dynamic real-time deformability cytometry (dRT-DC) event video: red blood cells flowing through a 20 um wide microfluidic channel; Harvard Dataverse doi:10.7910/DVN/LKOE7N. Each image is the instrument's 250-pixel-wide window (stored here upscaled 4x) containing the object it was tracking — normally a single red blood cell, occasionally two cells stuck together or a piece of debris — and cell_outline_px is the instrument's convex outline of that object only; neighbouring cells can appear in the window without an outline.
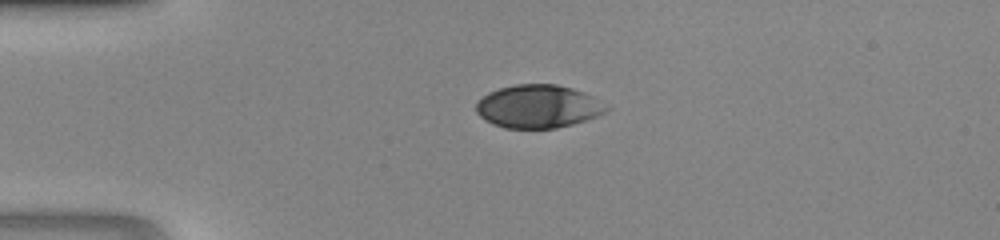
{"species": "human", "species_latin": "Homo sapiens", "temperature_condition": "room temperature", "stored_images_in_passage": 35, "camera_frame_rate_fps": 3000, "um_per_image_px": 0.085, "donor": {"sex": "male"}, "frame": {"image": 1, "passage_image": 1, "time_ms": 0.0, "image_size_px": [1000, 240], "cell_outline_px": [[612, 108], [596, 116], [572, 124], [556, 128], [504, 128], [492, 124], [484, 120], [476, 112], [476, 100], [488, 92], [500, 88], [516, 84], [556, 84], [572, 88], [584, 92], [592, 96]], "centroid_in_image_um": [45.71, 9.04], "position_along_channel_um": 39.3, "area_um2": 32.83}}
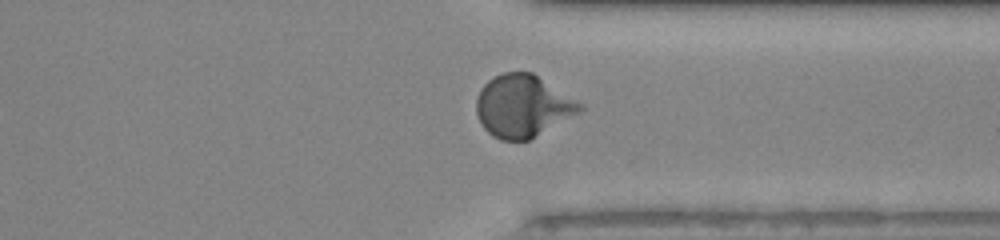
{"frame": {"image": 2, "passage_image": 25, "time_ms": 8.0, "image_size_px": [1000, 240], "cell_outline_px": [[584, 108], [580, 112], [528, 140], [500, 140], [492, 136], [484, 128], [476, 112], [476, 100], [480, 88], [488, 80], [504, 72], [532, 72], [584, 104]], "centroid_in_image_um": [44.43, 9.0], "position_along_channel_um": 367.0, "area_um2": 37.4}}
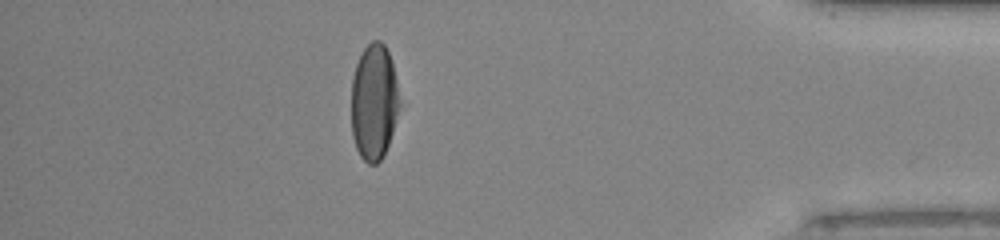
{"frame": {"image": 3, "passage_image": 30, "time_ms": 9.667, "image_size_px": [1000, 240], "cell_outline_px": [[400, 104], [392, 132], [384, 156], [376, 164], [368, 164], [360, 156], [356, 148], [352, 136], [352, 76], [356, 64], [364, 48], [372, 40], [380, 40], [384, 44], [388, 52], [392, 64], [396, 80], [400, 100]], "centroid_in_image_um": [31.78, 8.68], "position_along_channel_um": 403.4, "area_um2": 32.54}}